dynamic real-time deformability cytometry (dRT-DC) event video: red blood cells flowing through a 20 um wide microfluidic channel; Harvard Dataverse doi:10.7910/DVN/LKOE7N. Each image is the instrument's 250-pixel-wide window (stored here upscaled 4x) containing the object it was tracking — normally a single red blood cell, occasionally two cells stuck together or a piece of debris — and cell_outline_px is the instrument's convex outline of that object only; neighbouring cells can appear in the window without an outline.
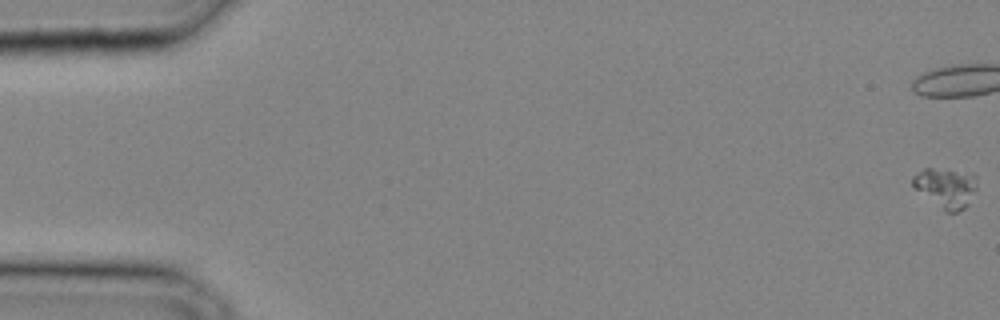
{"species": "common noctule bat (a hibernating species)", "species_latin": "Nyctalus noctula", "temperature_condition": "cold", "stored_images_in_passage": 10, "camera_frame_rate_fps": 3000, "um_per_image_px": 0.085, "animal": {"sex": "male", "body_mass_g": 20.4}, "frame": {"image": 1, "passage_image": 1, "time_ms": 0.0, "image_size_px": [1000, 320], "cell_outline_px": [[976, 188], [968, 204], [964, 208], [956, 212], [948, 212], [916, 188], [912, 184], [912, 176], [924, 168], [932, 168], [976, 176]], "centroid_in_image_um": [80.4, 15.95], "position_along_channel_um": 4.6, "area_um2": 13.99}}